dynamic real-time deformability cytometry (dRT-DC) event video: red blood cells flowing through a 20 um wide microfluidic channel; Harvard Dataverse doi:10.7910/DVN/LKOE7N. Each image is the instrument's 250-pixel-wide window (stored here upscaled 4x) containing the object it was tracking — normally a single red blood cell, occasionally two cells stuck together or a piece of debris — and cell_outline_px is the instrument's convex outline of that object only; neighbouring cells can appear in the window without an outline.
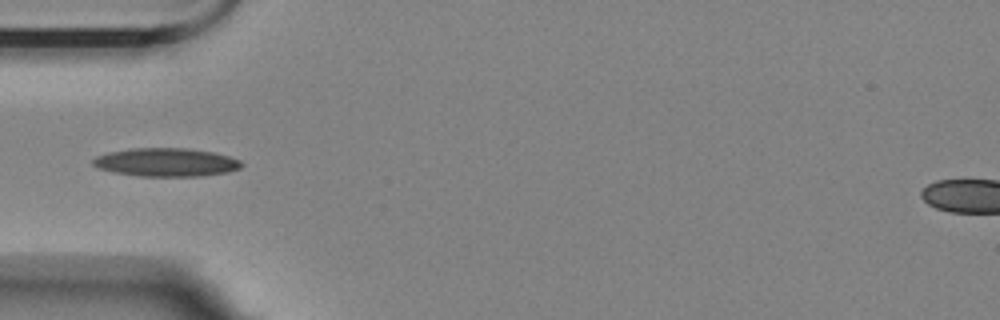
{"species": "Egyptian fruit bat (a non-hibernating species)", "species_latin": "Rousettus aegyptiacus", "temperature_condition": "room temperature", "stored_images_in_passage": 21, "camera_frame_rate_fps": 3000, "um_per_image_px": 0.085, "animal": {"sex": "female"}, "frame": {"image": 1, "passage_image": 1, "time_ms": 0.0, "image_size_px": [1000, 320], "cell_outline_px": [[244, 164], [240, 168], [228, 172], [200, 176], [140, 176], [116, 172], [100, 168], [92, 164], [92, 160], [96, 156], [108, 152], [132, 148], [188, 148], [212, 152], [228, 156], [240, 160]], "centroid_in_image_um": [14.14, 13.79], "position_along_channel_um": 70.9, "area_um2": 24.45}}
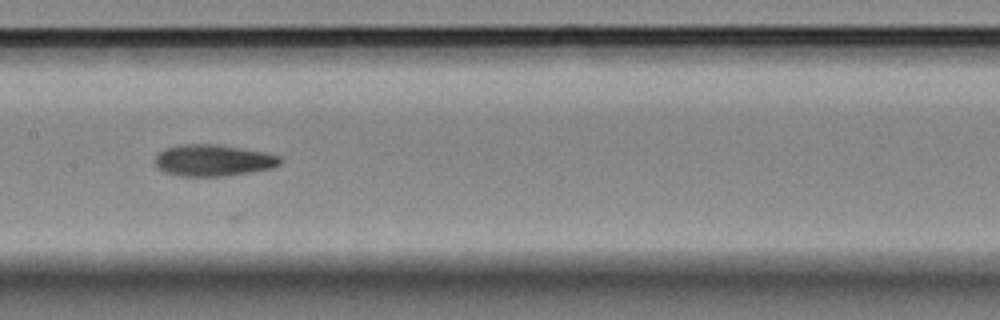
{"frame": {"image": 2, "passage_image": 11, "time_ms": 3.333, "image_size_px": [1000, 320], "cell_outline_px": [[284, 160], [280, 164], [272, 168], [252, 172], [224, 176], [180, 176], [164, 172], [156, 168], [156, 156], [164, 148], [180, 144], [216, 144], [264, 152], [280, 156]], "centroid_in_image_um": [18.12, 13.63], "position_along_channel_um": 189.3, "area_um2": 23.12}}
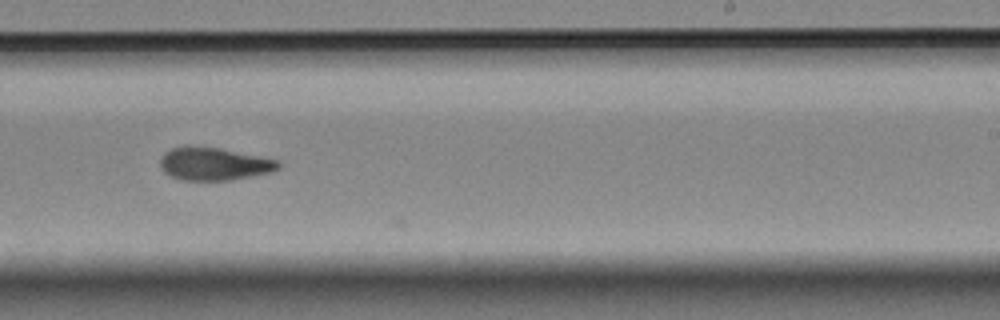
{"frame": {"image": 3, "passage_image": 18, "time_ms": 5.667, "image_size_px": [1000, 320], "cell_outline_px": [[280, 168], [272, 172], [232, 180], [180, 180], [164, 172], [160, 168], [160, 160], [164, 152], [172, 148], [216, 148], [276, 160], [280, 164]], "centroid_in_image_um": [18.18, 13.97], "position_along_channel_um": 270.8, "area_um2": 21.91}}